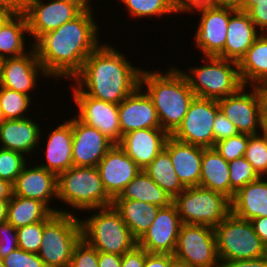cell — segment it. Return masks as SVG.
I'll list each match as a JSON object with an SVG mask.
<instances>
[{"mask_svg": "<svg viewBox=\"0 0 267 267\" xmlns=\"http://www.w3.org/2000/svg\"><path fill=\"white\" fill-rule=\"evenodd\" d=\"M94 11L96 13V10L83 11L33 44L38 60L51 80H72L87 57L103 42Z\"/></svg>", "mask_w": 267, "mask_h": 267, "instance_id": "6da1fadb", "label": "cell"}, {"mask_svg": "<svg viewBox=\"0 0 267 267\" xmlns=\"http://www.w3.org/2000/svg\"><path fill=\"white\" fill-rule=\"evenodd\" d=\"M112 45L103 41L71 82L88 96L118 105L140 86L143 68L133 66L117 45Z\"/></svg>", "mask_w": 267, "mask_h": 267, "instance_id": "7a4b0ae2", "label": "cell"}, {"mask_svg": "<svg viewBox=\"0 0 267 267\" xmlns=\"http://www.w3.org/2000/svg\"><path fill=\"white\" fill-rule=\"evenodd\" d=\"M176 66V67H175ZM140 87L151 98L161 128L171 135L181 124L196 97L177 65L163 69H142Z\"/></svg>", "mask_w": 267, "mask_h": 267, "instance_id": "3957f363", "label": "cell"}, {"mask_svg": "<svg viewBox=\"0 0 267 267\" xmlns=\"http://www.w3.org/2000/svg\"><path fill=\"white\" fill-rule=\"evenodd\" d=\"M57 189V200L61 201L60 203L64 202L61 206L69 207V210L60 208L59 213L76 215L82 210L85 212L113 204V200L103 187L97 167H70L57 176Z\"/></svg>", "mask_w": 267, "mask_h": 267, "instance_id": "277c9868", "label": "cell"}, {"mask_svg": "<svg viewBox=\"0 0 267 267\" xmlns=\"http://www.w3.org/2000/svg\"><path fill=\"white\" fill-rule=\"evenodd\" d=\"M84 213L89 216L80 219L82 238L97 251L123 255L137 245V240L113 205Z\"/></svg>", "mask_w": 267, "mask_h": 267, "instance_id": "5b68a950", "label": "cell"}, {"mask_svg": "<svg viewBox=\"0 0 267 267\" xmlns=\"http://www.w3.org/2000/svg\"><path fill=\"white\" fill-rule=\"evenodd\" d=\"M201 60L203 65L180 69L196 97L218 100L243 86L237 62L213 56H202Z\"/></svg>", "mask_w": 267, "mask_h": 267, "instance_id": "8992f818", "label": "cell"}, {"mask_svg": "<svg viewBox=\"0 0 267 267\" xmlns=\"http://www.w3.org/2000/svg\"><path fill=\"white\" fill-rule=\"evenodd\" d=\"M183 224L208 225L215 228L231 213V202L224 194L194 186L185 188L173 199Z\"/></svg>", "mask_w": 267, "mask_h": 267, "instance_id": "52a82bcc", "label": "cell"}, {"mask_svg": "<svg viewBox=\"0 0 267 267\" xmlns=\"http://www.w3.org/2000/svg\"><path fill=\"white\" fill-rule=\"evenodd\" d=\"M81 238L80 215L57 213L44 226L38 255L46 267H69Z\"/></svg>", "mask_w": 267, "mask_h": 267, "instance_id": "ba28073f", "label": "cell"}, {"mask_svg": "<svg viewBox=\"0 0 267 267\" xmlns=\"http://www.w3.org/2000/svg\"><path fill=\"white\" fill-rule=\"evenodd\" d=\"M214 229L220 260L253 259L267 254L248 220L230 213Z\"/></svg>", "mask_w": 267, "mask_h": 267, "instance_id": "9c48e42d", "label": "cell"}, {"mask_svg": "<svg viewBox=\"0 0 267 267\" xmlns=\"http://www.w3.org/2000/svg\"><path fill=\"white\" fill-rule=\"evenodd\" d=\"M173 256L191 267H219L215 229L182 224Z\"/></svg>", "mask_w": 267, "mask_h": 267, "instance_id": "30bf717a", "label": "cell"}, {"mask_svg": "<svg viewBox=\"0 0 267 267\" xmlns=\"http://www.w3.org/2000/svg\"><path fill=\"white\" fill-rule=\"evenodd\" d=\"M219 111L217 100L195 97L181 124L171 136L195 146L214 147L213 124Z\"/></svg>", "mask_w": 267, "mask_h": 267, "instance_id": "8fae6325", "label": "cell"}, {"mask_svg": "<svg viewBox=\"0 0 267 267\" xmlns=\"http://www.w3.org/2000/svg\"><path fill=\"white\" fill-rule=\"evenodd\" d=\"M70 88L77 107L74 116L82 123L96 128L114 144L122 139L118 105L84 94L75 84Z\"/></svg>", "mask_w": 267, "mask_h": 267, "instance_id": "7c38bea8", "label": "cell"}, {"mask_svg": "<svg viewBox=\"0 0 267 267\" xmlns=\"http://www.w3.org/2000/svg\"><path fill=\"white\" fill-rule=\"evenodd\" d=\"M82 12L78 6L62 0H27L24 15L30 40L34 44L42 35L72 21Z\"/></svg>", "mask_w": 267, "mask_h": 267, "instance_id": "4fadbf2b", "label": "cell"}, {"mask_svg": "<svg viewBox=\"0 0 267 267\" xmlns=\"http://www.w3.org/2000/svg\"><path fill=\"white\" fill-rule=\"evenodd\" d=\"M236 10L222 7H202L191 12L200 15L193 41L202 56L218 57L224 50L230 16ZM201 13V14H200Z\"/></svg>", "mask_w": 267, "mask_h": 267, "instance_id": "5bb4252c", "label": "cell"}, {"mask_svg": "<svg viewBox=\"0 0 267 267\" xmlns=\"http://www.w3.org/2000/svg\"><path fill=\"white\" fill-rule=\"evenodd\" d=\"M217 101L219 110L236 126L239 133L252 135L263 131L260 101L253 86H242L235 94Z\"/></svg>", "mask_w": 267, "mask_h": 267, "instance_id": "9a60e30c", "label": "cell"}, {"mask_svg": "<svg viewBox=\"0 0 267 267\" xmlns=\"http://www.w3.org/2000/svg\"><path fill=\"white\" fill-rule=\"evenodd\" d=\"M49 76L40 64L35 48L19 57L4 58L1 64L0 86L29 95L37 90L40 79ZM32 93V94H31Z\"/></svg>", "mask_w": 267, "mask_h": 267, "instance_id": "2e32d148", "label": "cell"}, {"mask_svg": "<svg viewBox=\"0 0 267 267\" xmlns=\"http://www.w3.org/2000/svg\"><path fill=\"white\" fill-rule=\"evenodd\" d=\"M176 206L160 208L148 230L137 241V245L148 253L174 254L178 234L182 226Z\"/></svg>", "mask_w": 267, "mask_h": 267, "instance_id": "e0dca14e", "label": "cell"}, {"mask_svg": "<svg viewBox=\"0 0 267 267\" xmlns=\"http://www.w3.org/2000/svg\"><path fill=\"white\" fill-rule=\"evenodd\" d=\"M30 161L29 159L31 166L27 162L16 177L13 195L43 202L54 213H59V208L50 204L52 200L58 199L57 175Z\"/></svg>", "mask_w": 267, "mask_h": 267, "instance_id": "ac0fdd59", "label": "cell"}, {"mask_svg": "<svg viewBox=\"0 0 267 267\" xmlns=\"http://www.w3.org/2000/svg\"><path fill=\"white\" fill-rule=\"evenodd\" d=\"M96 167L103 187L112 200L120 196L128 183L141 171L118 144L107 151Z\"/></svg>", "mask_w": 267, "mask_h": 267, "instance_id": "d6986e66", "label": "cell"}, {"mask_svg": "<svg viewBox=\"0 0 267 267\" xmlns=\"http://www.w3.org/2000/svg\"><path fill=\"white\" fill-rule=\"evenodd\" d=\"M71 117L73 166L96 167L114 143L96 128Z\"/></svg>", "mask_w": 267, "mask_h": 267, "instance_id": "ffe728a7", "label": "cell"}, {"mask_svg": "<svg viewBox=\"0 0 267 267\" xmlns=\"http://www.w3.org/2000/svg\"><path fill=\"white\" fill-rule=\"evenodd\" d=\"M122 136L138 129L161 128L151 98L140 86L118 104Z\"/></svg>", "mask_w": 267, "mask_h": 267, "instance_id": "44dd1931", "label": "cell"}, {"mask_svg": "<svg viewBox=\"0 0 267 267\" xmlns=\"http://www.w3.org/2000/svg\"><path fill=\"white\" fill-rule=\"evenodd\" d=\"M65 121L63 122L62 120L61 124L54 127L55 129L50 128V132L47 133L48 135L45 138L42 137L43 130H41L40 142L42 139L47 138L46 142H44L42 146V148H45V150L42 149L45 152H43L45 159L43 163H41V161H35L36 163H39V166L53 172L57 176L73 166L72 124L67 119Z\"/></svg>", "mask_w": 267, "mask_h": 267, "instance_id": "7402d4cb", "label": "cell"}, {"mask_svg": "<svg viewBox=\"0 0 267 267\" xmlns=\"http://www.w3.org/2000/svg\"><path fill=\"white\" fill-rule=\"evenodd\" d=\"M169 136L162 128L138 129L123 135L118 145L143 170L164 149Z\"/></svg>", "mask_w": 267, "mask_h": 267, "instance_id": "603a6c76", "label": "cell"}, {"mask_svg": "<svg viewBox=\"0 0 267 267\" xmlns=\"http://www.w3.org/2000/svg\"><path fill=\"white\" fill-rule=\"evenodd\" d=\"M34 117L5 120L0 126V148L12 150L32 158L40 144L42 127ZM38 145V146H37Z\"/></svg>", "mask_w": 267, "mask_h": 267, "instance_id": "cb8c5ba5", "label": "cell"}, {"mask_svg": "<svg viewBox=\"0 0 267 267\" xmlns=\"http://www.w3.org/2000/svg\"><path fill=\"white\" fill-rule=\"evenodd\" d=\"M164 149L169 153L174 170L183 186H199L204 148L181 142L170 135Z\"/></svg>", "mask_w": 267, "mask_h": 267, "instance_id": "d4e9b609", "label": "cell"}, {"mask_svg": "<svg viewBox=\"0 0 267 267\" xmlns=\"http://www.w3.org/2000/svg\"><path fill=\"white\" fill-rule=\"evenodd\" d=\"M261 34L247 12L236 10L230 16L224 50L218 57L239 63Z\"/></svg>", "mask_w": 267, "mask_h": 267, "instance_id": "484cf974", "label": "cell"}, {"mask_svg": "<svg viewBox=\"0 0 267 267\" xmlns=\"http://www.w3.org/2000/svg\"><path fill=\"white\" fill-rule=\"evenodd\" d=\"M231 213L252 220L267 216V180L260 177L238 190L230 200Z\"/></svg>", "mask_w": 267, "mask_h": 267, "instance_id": "4316f807", "label": "cell"}, {"mask_svg": "<svg viewBox=\"0 0 267 267\" xmlns=\"http://www.w3.org/2000/svg\"><path fill=\"white\" fill-rule=\"evenodd\" d=\"M112 205L120 213L137 241L148 230L161 208L154 204L132 199H114Z\"/></svg>", "mask_w": 267, "mask_h": 267, "instance_id": "83f0119b", "label": "cell"}, {"mask_svg": "<svg viewBox=\"0 0 267 267\" xmlns=\"http://www.w3.org/2000/svg\"><path fill=\"white\" fill-rule=\"evenodd\" d=\"M27 34L29 30L24 13L13 14L0 29V57L12 58L28 53L33 43L31 40L25 41Z\"/></svg>", "mask_w": 267, "mask_h": 267, "instance_id": "f1b7e54d", "label": "cell"}, {"mask_svg": "<svg viewBox=\"0 0 267 267\" xmlns=\"http://www.w3.org/2000/svg\"><path fill=\"white\" fill-rule=\"evenodd\" d=\"M224 194L230 199V176L228 162L212 148H204L201 160L200 185Z\"/></svg>", "mask_w": 267, "mask_h": 267, "instance_id": "f546056e", "label": "cell"}, {"mask_svg": "<svg viewBox=\"0 0 267 267\" xmlns=\"http://www.w3.org/2000/svg\"><path fill=\"white\" fill-rule=\"evenodd\" d=\"M243 86L267 81V34L262 33L238 63Z\"/></svg>", "mask_w": 267, "mask_h": 267, "instance_id": "4dcf8cb0", "label": "cell"}, {"mask_svg": "<svg viewBox=\"0 0 267 267\" xmlns=\"http://www.w3.org/2000/svg\"><path fill=\"white\" fill-rule=\"evenodd\" d=\"M115 199H132L167 207L173 203L172 197L160 188L143 170L128 183L120 196Z\"/></svg>", "mask_w": 267, "mask_h": 267, "instance_id": "1f68e13d", "label": "cell"}, {"mask_svg": "<svg viewBox=\"0 0 267 267\" xmlns=\"http://www.w3.org/2000/svg\"><path fill=\"white\" fill-rule=\"evenodd\" d=\"M53 211L43 202L13 195L9 200L7 221L15 228L44 221Z\"/></svg>", "mask_w": 267, "mask_h": 267, "instance_id": "d6a6232c", "label": "cell"}, {"mask_svg": "<svg viewBox=\"0 0 267 267\" xmlns=\"http://www.w3.org/2000/svg\"><path fill=\"white\" fill-rule=\"evenodd\" d=\"M143 171L150 176L160 188L167 192L172 199L185 189L174 170L171 157L165 149H163Z\"/></svg>", "mask_w": 267, "mask_h": 267, "instance_id": "836d02e7", "label": "cell"}, {"mask_svg": "<svg viewBox=\"0 0 267 267\" xmlns=\"http://www.w3.org/2000/svg\"><path fill=\"white\" fill-rule=\"evenodd\" d=\"M124 5L127 15L133 19L164 18L171 14L178 15L176 4L172 0H118Z\"/></svg>", "mask_w": 267, "mask_h": 267, "instance_id": "e575fe53", "label": "cell"}, {"mask_svg": "<svg viewBox=\"0 0 267 267\" xmlns=\"http://www.w3.org/2000/svg\"><path fill=\"white\" fill-rule=\"evenodd\" d=\"M32 99L29 95L19 93L0 86V109L5 120L25 119L30 117L28 111L32 105Z\"/></svg>", "mask_w": 267, "mask_h": 267, "instance_id": "d590c367", "label": "cell"}, {"mask_svg": "<svg viewBox=\"0 0 267 267\" xmlns=\"http://www.w3.org/2000/svg\"><path fill=\"white\" fill-rule=\"evenodd\" d=\"M244 158L262 177L267 171V131L252 134L249 137Z\"/></svg>", "mask_w": 267, "mask_h": 267, "instance_id": "8d00e7d4", "label": "cell"}, {"mask_svg": "<svg viewBox=\"0 0 267 267\" xmlns=\"http://www.w3.org/2000/svg\"><path fill=\"white\" fill-rule=\"evenodd\" d=\"M228 167L230 176V200L238 190L260 178L253 166L244 157L229 161Z\"/></svg>", "mask_w": 267, "mask_h": 267, "instance_id": "74e56055", "label": "cell"}, {"mask_svg": "<svg viewBox=\"0 0 267 267\" xmlns=\"http://www.w3.org/2000/svg\"><path fill=\"white\" fill-rule=\"evenodd\" d=\"M52 213L47 219L17 228L18 248L38 254L42 242L44 226L56 215Z\"/></svg>", "mask_w": 267, "mask_h": 267, "instance_id": "f35d334b", "label": "cell"}, {"mask_svg": "<svg viewBox=\"0 0 267 267\" xmlns=\"http://www.w3.org/2000/svg\"><path fill=\"white\" fill-rule=\"evenodd\" d=\"M27 162L29 160L23 154L0 148V179L14 183Z\"/></svg>", "mask_w": 267, "mask_h": 267, "instance_id": "ab89813d", "label": "cell"}, {"mask_svg": "<svg viewBox=\"0 0 267 267\" xmlns=\"http://www.w3.org/2000/svg\"><path fill=\"white\" fill-rule=\"evenodd\" d=\"M250 134L239 133L236 136L215 143V150L227 161L244 157Z\"/></svg>", "mask_w": 267, "mask_h": 267, "instance_id": "60d3db41", "label": "cell"}, {"mask_svg": "<svg viewBox=\"0 0 267 267\" xmlns=\"http://www.w3.org/2000/svg\"><path fill=\"white\" fill-rule=\"evenodd\" d=\"M69 267H98V251L81 238L74 247Z\"/></svg>", "mask_w": 267, "mask_h": 267, "instance_id": "b9f144b4", "label": "cell"}, {"mask_svg": "<svg viewBox=\"0 0 267 267\" xmlns=\"http://www.w3.org/2000/svg\"><path fill=\"white\" fill-rule=\"evenodd\" d=\"M6 267H46L38 254L15 249L2 259Z\"/></svg>", "mask_w": 267, "mask_h": 267, "instance_id": "7bdbcfd3", "label": "cell"}, {"mask_svg": "<svg viewBox=\"0 0 267 267\" xmlns=\"http://www.w3.org/2000/svg\"><path fill=\"white\" fill-rule=\"evenodd\" d=\"M18 248L17 228L7 220L0 223V259Z\"/></svg>", "mask_w": 267, "mask_h": 267, "instance_id": "ee69618b", "label": "cell"}, {"mask_svg": "<svg viewBox=\"0 0 267 267\" xmlns=\"http://www.w3.org/2000/svg\"><path fill=\"white\" fill-rule=\"evenodd\" d=\"M213 133L215 145V143L223 139L238 135L239 131L236 126L221 111H219L214 120Z\"/></svg>", "mask_w": 267, "mask_h": 267, "instance_id": "f6af8a7d", "label": "cell"}, {"mask_svg": "<svg viewBox=\"0 0 267 267\" xmlns=\"http://www.w3.org/2000/svg\"><path fill=\"white\" fill-rule=\"evenodd\" d=\"M247 13L258 30L267 34V2L254 5Z\"/></svg>", "mask_w": 267, "mask_h": 267, "instance_id": "bcb514c9", "label": "cell"}, {"mask_svg": "<svg viewBox=\"0 0 267 267\" xmlns=\"http://www.w3.org/2000/svg\"><path fill=\"white\" fill-rule=\"evenodd\" d=\"M146 250L136 245L132 250L122 255L121 267H143Z\"/></svg>", "mask_w": 267, "mask_h": 267, "instance_id": "7dc6e473", "label": "cell"}, {"mask_svg": "<svg viewBox=\"0 0 267 267\" xmlns=\"http://www.w3.org/2000/svg\"><path fill=\"white\" fill-rule=\"evenodd\" d=\"M219 267H267V254L253 259L220 260Z\"/></svg>", "mask_w": 267, "mask_h": 267, "instance_id": "c3c4849f", "label": "cell"}, {"mask_svg": "<svg viewBox=\"0 0 267 267\" xmlns=\"http://www.w3.org/2000/svg\"><path fill=\"white\" fill-rule=\"evenodd\" d=\"M174 259L172 254L148 253L146 251L143 267H170Z\"/></svg>", "mask_w": 267, "mask_h": 267, "instance_id": "681fc988", "label": "cell"}, {"mask_svg": "<svg viewBox=\"0 0 267 267\" xmlns=\"http://www.w3.org/2000/svg\"><path fill=\"white\" fill-rule=\"evenodd\" d=\"M210 6H214V0H180L176 4V11L178 14H190L196 9Z\"/></svg>", "mask_w": 267, "mask_h": 267, "instance_id": "f907efd6", "label": "cell"}, {"mask_svg": "<svg viewBox=\"0 0 267 267\" xmlns=\"http://www.w3.org/2000/svg\"><path fill=\"white\" fill-rule=\"evenodd\" d=\"M253 87L256 90L260 101L263 130L267 131V81L260 82Z\"/></svg>", "mask_w": 267, "mask_h": 267, "instance_id": "816d5d0a", "label": "cell"}, {"mask_svg": "<svg viewBox=\"0 0 267 267\" xmlns=\"http://www.w3.org/2000/svg\"><path fill=\"white\" fill-rule=\"evenodd\" d=\"M122 255L99 252L98 267H121Z\"/></svg>", "mask_w": 267, "mask_h": 267, "instance_id": "f5cc1de1", "label": "cell"}, {"mask_svg": "<svg viewBox=\"0 0 267 267\" xmlns=\"http://www.w3.org/2000/svg\"><path fill=\"white\" fill-rule=\"evenodd\" d=\"M254 232L260 237L263 246L267 249V216L250 220Z\"/></svg>", "mask_w": 267, "mask_h": 267, "instance_id": "db71d44e", "label": "cell"}, {"mask_svg": "<svg viewBox=\"0 0 267 267\" xmlns=\"http://www.w3.org/2000/svg\"><path fill=\"white\" fill-rule=\"evenodd\" d=\"M27 0H0V9L12 14H22L25 11Z\"/></svg>", "mask_w": 267, "mask_h": 267, "instance_id": "11a10c76", "label": "cell"}, {"mask_svg": "<svg viewBox=\"0 0 267 267\" xmlns=\"http://www.w3.org/2000/svg\"><path fill=\"white\" fill-rule=\"evenodd\" d=\"M13 196V183L0 179V200H10Z\"/></svg>", "mask_w": 267, "mask_h": 267, "instance_id": "9f6ffc18", "label": "cell"}, {"mask_svg": "<svg viewBox=\"0 0 267 267\" xmlns=\"http://www.w3.org/2000/svg\"><path fill=\"white\" fill-rule=\"evenodd\" d=\"M243 0H214V7L242 10Z\"/></svg>", "mask_w": 267, "mask_h": 267, "instance_id": "6f0895ef", "label": "cell"}, {"mask_svg": "<svg viewBox=\"0 0 267 267\" xmlns=\"http://www.w3.org/2000/svg\"><path fill=\"white\" fill-rule=\"evenodd\" d=\"M65 2H70L78 6L82 11L94 10L92 2L94 0H62Z\"/></svg>", "mask_w": 267, "mask_h": 267, "instance_id": "680465c9", "label": "cell"}, {"mask_svg": "<svg viewBox=\"0 0 267 267\" xmlns=\"http://www.w3.org/2000/svg\"><path fill=\"white\" fill-rule=\"evenodd\" d=\"M9 200H0V223L7 220Z\"/></svg>", "mask_w": 267, "mask_h": 267, "instance_id": "91938a15", "label": "cell"}, {"mask_svg": "<svg viewBox=\"0 0 267 267\" xmlns=\"http://www.w3.org/2000/svg\"><path fill=\"white\" fill-rule=\"evenodd\" d=\"M264 2H267V0H243L241 11L248 12L254 5H258V3Z\"/></svg>", "mask_w": 267, "mask_h": 267, "instance_id": "94428289", "label": "cell"}, {"mask_svg": "<svg viewBox=\"0 0 267 267\" xmlns=\"http://www.w3.org/2000/svg\"><path fill=\"white\" fill-rule=\"evenodd\" d=\"M12 15L13 14L11 12L0 9V29Z\"/></svg>", "mask_w": 267, "mask_h": 267, "instance_id": "6125c7cd", "label": "cell"}, {"mask_svg": "<svg viewBox=\"0 0 267 267\" xmlns=\"http://www.w3.org/2000/svg\"><path fill=\"white\" fill-rule=\"evenodd\" d=\"M170 267H191L187 264H185L184 262H181L177 259H174L172 262H171V265Z\"/></svg>", "mask_w": 267, "mask_h": 267, "instance_id": "be15d7a7", "label": "cell"}, {"mask_svg": "<svg viewBox=\"0 0 267 267\" xmlns=\"http://www.w3.org/2000/svg\"><path fill=\"white\" fill-rule=\"evenodd\" d=\"M5 118L3 116L2 110L0 109V126L4 123Z\"/></svg>", "mask_w": 267, "mask_h": 267, "instance_id": "e7e4bbea", "label": "cell"}, {"mask_svg": "<svg viewBox=\"0 0 267 267\" xmlns=\"http://www.w3.org/2000/svg\"><path fill=\"white\" fill-rule=\"evenodd\" d=\"M0 267H6L2 259H0Z\"/></svg>", "mask_w": 267, "mask_h": 267, "instance_id": "03108f58", "label": "cell"}, {"mask_svg": "<svg viewBox=\"0 0 267 267\" xmlns=\"http://www.w3.org/2000/svg\"><path fill=\"white\" fill-rule=\"evenodd\" d=\"M3 59L0 57V78H1V64H2Z\"/></svg>", "mask_w": 267, "mask_h": 267, "instance_id": "003e7915", "label": "cell"}, {"mask_svg": "<svg viewBox=\"0 0 267 267\" xmlns=\"http://www.w3.org/2000/svg\"><path fill=\"white\" fill-rule=\"evenodd\" d=\"M263 179L267 180V171L265 172V174L262 176Z\"/></svg>", "mask_w": 267, "mask_h": 267, "instance_id": "a7ac6f4b", "label": "cell"}, {"mask_svg": "<svg viewBox=\"0 0 267 267\" xmlns=\"http://www.w3.org/2000/svg\"><path fill=\"white\" fill-rule=\"evenodd\" d=\"M175 4H177L180 0H172Z\"/></svg>", "mask_w": 267, "mask_h": 267, "instance_id": "89a4df30", "label": "cell"}]
</instances>
